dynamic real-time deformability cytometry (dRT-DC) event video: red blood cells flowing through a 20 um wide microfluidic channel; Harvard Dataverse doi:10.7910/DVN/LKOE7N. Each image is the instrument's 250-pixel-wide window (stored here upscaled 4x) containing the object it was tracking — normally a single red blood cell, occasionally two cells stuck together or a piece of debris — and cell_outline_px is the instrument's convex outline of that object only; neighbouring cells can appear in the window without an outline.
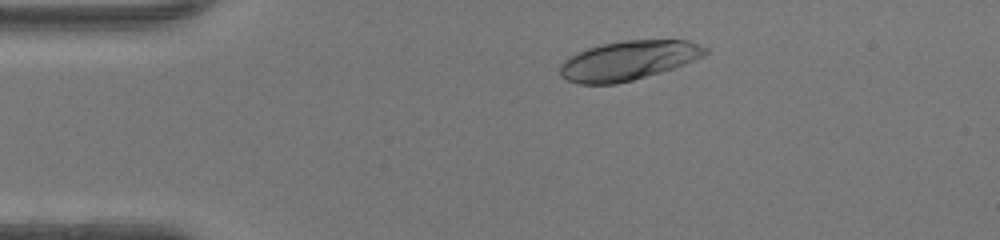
{"species": "human", "species_latin": "Homo sapiens", "temperature_condition": "warm", "stored_images_in_passage": 44, "camera_frame_rate_fps": 3000, "um_per_image_px": 0.085, "donor": {"sex": "female"}, "frame": {"image": 1, "passage_image": 6, "time_ms": 1.667, "image_size_px": [1000, 240], "cell_outline_px": [[708, 52], [704, 56], [684, 64], [660, 72], [632, 80], [616, 84], [580, 84], [568, 80], [560, 76], [560, 64], [568, 56], [576, 52], [600, 44], [624, 40], [688, 40], [708, 48]], "centroid_in_image_um": [53.38, 5.13], "position_along_channel_um": 31.6, "area_um2": 33.29}}
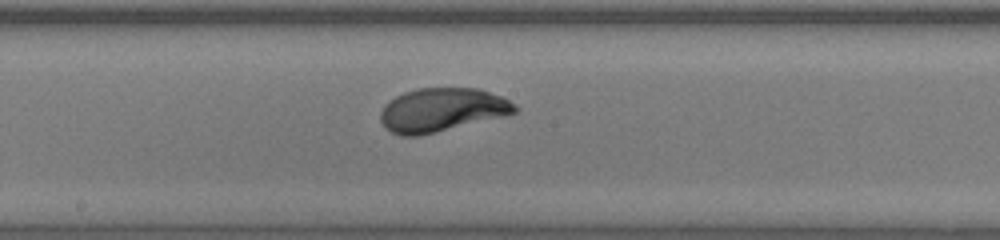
{"frame": {"image": 2, "passage_image": 22, "time_ms": 7.0, "image_size_px": [1000, 240], "cell_outline_px": [[520, 108], [516, 112], [508, 116], [420, 136], [400, 136], [392, 132], [380, 120], [380, 112], [384, 104], [388, 100], [404, 92], [416, 88], [480, 88], [500, 96], [516, 104]], "centroid_in_image_um": [37.59, 9.34], "position_along_channel_um": 210.6, "area_um2": 34.62}}
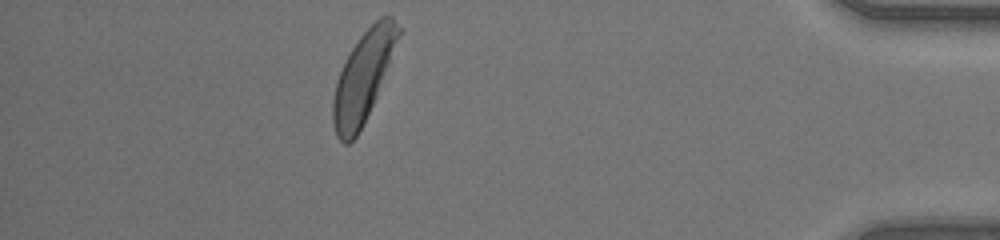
{"frame": {"image": 3, "passage_image": 39, "time_ms": 12.667, "image_size_px": [1000, 240], "cell_outline_px": [[404, 28], [376, 96], [356, 136], [348, 144], [344, 144], [336, 136], [332, 120], [332, 100], [336, 80], [352, 48], [360, 36], [380, 16], [392, 16]], "centroid_in_image_um": [30.88, 6.49], "position_along_channel_um": 404.3, "area_um2": 33.87}, "authors_computed_cell_mechanics": {"area_um2": 34.2754, "velocity_mm_per_s": 4.3205, "shape_relaxation_time_tau1_ms": 1.6896, "shape_relaxation_time_tau2_ms": null, "deformation_change_tau1": 0.1366, "deformation_change_tau2": null}}